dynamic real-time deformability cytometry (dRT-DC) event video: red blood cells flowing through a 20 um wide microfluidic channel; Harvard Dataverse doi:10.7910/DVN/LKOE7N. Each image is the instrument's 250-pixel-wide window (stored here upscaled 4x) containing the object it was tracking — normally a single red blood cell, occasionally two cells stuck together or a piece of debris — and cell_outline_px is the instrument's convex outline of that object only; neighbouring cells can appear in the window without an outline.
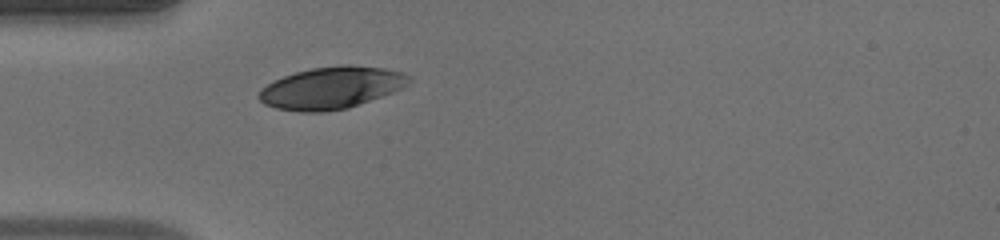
{"species": "human", "species_latin": "Homo sapiens", "temperature_condition": "warm", "stored_images_in_passage": 27, "camera_frame_rate_fps": 3000, "um_per_image_px": 0.085, "donor": {"sex": "male"}, "frame": {"image": 1, "passage_image": 1, "time_ms": 0.0, "image_size_px": [1000, 240], "cell_outline_px": [[412, 80], [408, 84], [392, 92], [348, 108], [324, 112], [300, 112], [276, 108], [264, 104], [256, 96], [260, 88], [284, 76], [296, 72], [312, 68], [340, 64], [352, 64], [384, 68], [404, 72]], "centroid_in_image_um": [28.15, 7.46], "position_along_channel_um": 56.9, "area_um2": 36.82}}
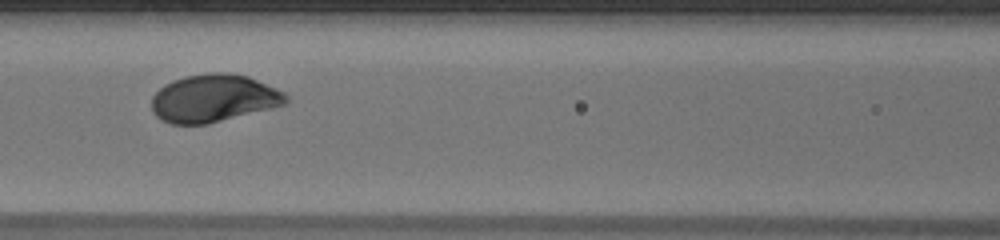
{"frame": {"image": 2, "passage_image": 8, "time_ms": 2.333, "image_size_px": [1000, 240], "cell_outline_px": [[288, 104], [208, 124], [172, 124], [156, 116], [152, 112], [152, 96], [164, 84], [172, 80], [188, 76], [208, 72], [228, 72], [248, 76], [276, 88], [284, 92], [288, 96]], "centroid_in_image_um": [18.18, 8.35], "position_along_channel_um": 148.4, "area_um2": 37.45}}
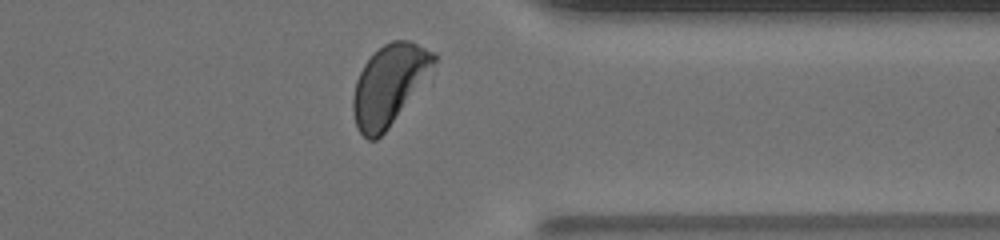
{"frame": {"image": 3, "passage_image": 25, "time_ms": 8.0, "image_size_px": [1000, 240], "cell_outline_px": [[436, 60], [388, 128], [376, 140], [368, 140], [360, 132], [356, 124], [352, 108], [352, 96], [356, 80], [364, 64], [384, 44], [392, 40], [408, 40], [436, 52]], "centroid_in_image_um": [33.02, 7.19], "position_along_channel_um": 378.4, "area_um2": 36.36}, "authors_computed_cell_mechanics": {"area_um2": 37.1654, "velocity_mm_per_s": 4.1515, "shape_relaxation_time_tau1_ms": 1.4312, "shape_relaxation_time_tau2_ms": null, "deformation_change_tau1": 0.1276, "deformation_change_tau2": null}}